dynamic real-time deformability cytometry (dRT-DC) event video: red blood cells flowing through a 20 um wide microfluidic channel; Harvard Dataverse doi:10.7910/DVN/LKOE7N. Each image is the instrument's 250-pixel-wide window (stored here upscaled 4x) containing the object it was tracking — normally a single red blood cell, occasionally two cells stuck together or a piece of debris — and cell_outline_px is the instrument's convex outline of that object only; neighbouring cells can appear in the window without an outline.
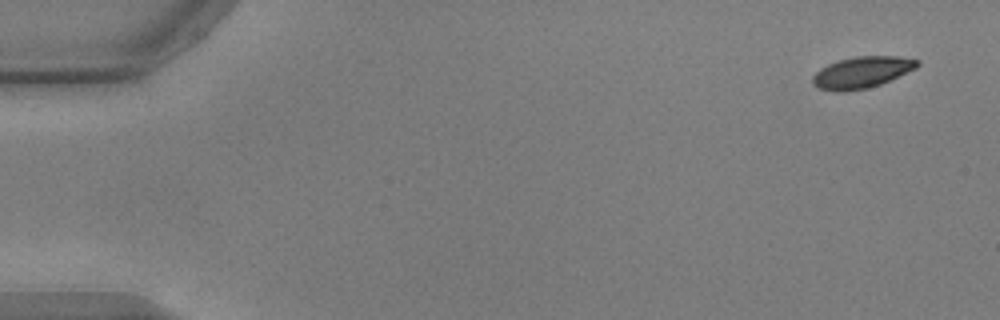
{"species": "common noctule bat (a hibernating species)", "species_latin": "Nyctalus noctula", "temperature_condition": "warm", "stored_images_in_passage": 14, "camera_frame_rate_fps": 3000, "um_per_image_px": 0.085, "animal": {"sex": "male", "body_mass_g": 17.9, "forearm_length_mm": 54.2}, "frame": {"image": 1, "passage_image": 1, "time_ms": 0.0, "image_size_px": [1000, 320], "cell_outline_px": [[920, 64], [916, 68], [880, 84], [868, 88], [840, 92], [836, 92], [820, 88], [812, 84], [812, 76], [820, 68], [828, 64], [840, 60], [856, 56], [896, 56], [920, 60]], "centroid_in_image_um": [73.24, 6.15], "position_along_channel_um": 11.8, "area_um2": 19.07}}
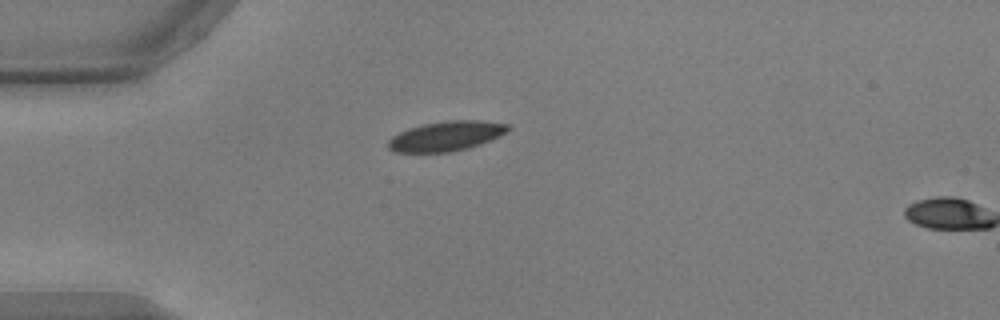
{"frame": {"image": 2, "passage_image": 13, "time_ms": 4.0, "image_size_px": [1000, 320], "cell_outline_px": [[512, 128], [508, 132], [500, 136], [480, 144], [468, 148], [448, 152], [396, 152], [388, 148], [388, 140], [392, 136], [408, 128], [424, 124], [448, 120], [476, 120], [508, 124]], "centroid_in_image_um": [37.94, 11.56], "position_along_channel_um": 47.1, "area_um2": 20.75}}